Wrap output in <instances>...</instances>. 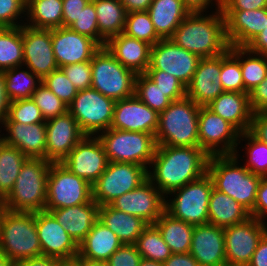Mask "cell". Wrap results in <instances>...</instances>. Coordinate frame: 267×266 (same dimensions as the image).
<instances>
[{"label": "cell", "instance_id": "obj_11", "mask_svg": "<svg viewBox=\"0 0 267 266\" xmlns=\"http://www.w3.org/2000/svg\"><path fill=\"white\" fill-rule=\"evenodd\" d=\"M92 200V185L62 163H52L47 178L45 211L86 204Z\"/></svg>", "mask_w": 267, "mask_h": 266}, {"label": "cell", "instance_id": "obj_65", "mask_svg": "<svg viewBox=\"0 0 267 266\" xmlns=\"http://www.w3.org/2000/svg\"><path fill=\"white\" fill-rule=\"evenodd\" d=\"M127 13L134 11H148L153 0H120Z\"/></svg>", "mask_w": 267, "mask_h": 266}, {"label": "cell", "instance_id": "obj_8", "mask_svg": "<svg viewBox=\"0 0 267 266\" xmlns=\"http://www.w3.org/2000/svg\"><path fill=\"white\" fill-rule=\"evenodd\" d=\"M97 137L109 162L133 163L149 169L157 147L155 135L109 128Z\"/></svg>", "mask_w": 267, "mask_h": 266}, {"label": "cell", "instance_id": "obj_56", "mask_svg": "<svg viewBox=\"0 0 267 266\" xmlns=\"http://www.w3.org/2000/svg\"><path fill=\"white\" fill-rule=\"evenodd\" d=\"M249 105L253 113L267 112V75L262 83L249 92Z\"/></svg>", "mask_w": 267, "mask_h": 266}, {"label": "cell", "instance_id": "obj_57", "mask_svg": "<svg viewBox=\"0 0 267 266\" xmlns=\"http://www.w3.org/2000/svg\"><path fill=\"white\" fill-rule=\"evenodd\" d=\"M249 132L260 142L267 144V112H257L252 114Z\"/></svg>", "mask_w": 267, "mask_h": 266}, {"label": "cell", "instance_id": "obj_49", "mask_svg": "<svg viewBox=\"0 0 267 266\" xmlns=\"http://www.w3.org/2000/svg\"><path fill=\"white\" fill-rule=\"evenodd\" d=\"M42 84L53 92L66 106L72 103L78 92L61 68L45 76L42 79Z\"/></svg>", "mask_w": 267, "mask_h": 266}, {"label": "cell", "instance_id": "obj_24", "mask_svg": "<svg viewBox=\"0 0 267 266\" xmlns=\"http://www.w3.org/2000/svg\"><path fill=\"white\" fill-rule=\"evenodd\" d=\"M230 46L246 47L267 26V7L258 10H221Z\"/></svg>", "mask_w": 267, "mask_h": 266}, {"label": "cell", "instance_id": "obj_38", "mask_svg": "<svg viewBox=\"0 0 267 266\" xmlns=\"http://www.w3.org/2000/svg\"><path fill=\"white\" fill-rule=\"evenodd\" d=\"M3 72L5 92L10 102L31 98L34 91L42 83V80L24 65Z\"/></svg>", "mask_w": 267, "mask_h": 266}, {"label": "cell", "instance_id": "obj_52", "mask_svg": "<svg viewBox=\"0 0 267 266\" xmlns=\"http://www.w3.org/2000/svg\"><path fill=\"white\" fill-rule=\"evenodd\" d=\"M61 69L77 91L91 88V61L66 65Z\"/></svg>", "mask_w": 267, "mask_h": 266}, {"label": "cell", "instance_id": "obj_14", "mask_svg": "<svg viewBox=\"0 0 267 266\" xmlns=\"http://www.w3.org/2000/svg\"><path fill=\"white\" fill-rule=\"evenodd\" d=\"M200 57L176 45L171 39H161L150 49L147 70H161L175 76L187 87L197 69Z\"/></svg>", "mask_w": 267, "mask_h": 266}, {"label": "cell", "instance_id": "obj_21", "mask_svg": "<svg viewBox=\"0 0 267 266\" xmlns=\"http://www.w3.org/2000/svg\"><path fill=\"white\" fill-rule=\"evenodd\" d=\"M159 125V113L152 110L137 96L115 102L110 128L155 135Z\"/></svg>", "mask_w": 267, "mask_h": 266}, {"label": "cell", "instance_id": "obj_31", "mask_svg": "<svg viewBox=\"0 0 267 266\" xmlns=\"http://www.w3.org/2000/svg\"><path fill=\"white\" fill-rule=\"evenodd\" d=\"M148 13L157 35L170 39L180 23L191 13L183 0H153Z\"/></svg>", "mask_w": 267, "mask_h": 266}, {"label": "cell", "instance_id": "obj_6", "mask_svg": "<svg viewBox=\"0 0 267 266\" xmlns=\"http://www.w3.org/2000/svg\"><path fill=\"white\" fill-rule=\"evenodd\" d=\"M0 253L13 264L42 256L35 213L4 211L0 217Z\"/></svg>", "mask_w": 267, "mask_h": 266}, {"label": "cell", "instance_id": "obj_51", "mask_svg": "<svg viewBox=\"0 0 267 266\" xmlns=\"http://www.w3.org/2000/svg\"><path fill=\"white\" fill-rule=\"evenodd\" d=\"M25 20L26 0H0V27H19Z\"/></svg>", "mask_w": 267, "mask_h": 266}, {"label": "cell", "instance_id": "obj_44", "mask_svg": "<svg viewBox=\"0 0 267 266\" xmlns=\"http://www.w3.org/2000/svg\"><path fill=\"white\" fill-rule=\"evenodd\" d=\"M135 96L158 113L164 111L172 103V100L165 96L164 92L144 73L136 76Z\"/></svg>", "mask_w": 267, "mask_h": 266}, {"label": "cell", "instance_id": "obj_35", "mask_svg": "<svg viewBox=\"0 0 267 266\" xmlns=\"http://www.w3.org/2000/svg\"><path fill=\"white\" fill-rule=\"evenodd\" d=\"M97 14L99 35L107 42L123 33L127 11L120 0H91Z\"/></svg>", "mask_w": 267, "mask_h": 266}, {"label": "cell", "instance_id": "obj_10", "mask_svg": "<svg viewBox=\"0 0 267 266\" xmlns=\"http://www.w3.org/2000/svg\"><path fill=\"white\" fill-rule=\"evenodd\" d=\"M115 102L93 88L79 90L68 112L85 135L97 136L110 128Z\"/></svg>", "mask_w": 267, "mask_h": 266}, {"label": "cell", "instance_id": "obj_26", "mask_svg": "<svg viewBox=\"0 0 267 266\" xmlns=\"http://www.w3.org/2000/svg\"><path fill=\"white\" fill-rule=\"evenodd\" d=\"M5 131V133L2 131ZM3 132V133H1ZM2 140L18 148L27 158L45 159L46 154V123L20 124L4 121L0 127Z\"/></svg>", "mask_w": 267, "mask_h": 266}, {"label": "cell", "instance_id": "obj_28", "mask_svg": "<svg viewBox=\"0 0 267 266\" xmlns=\"http://www.w3.org/2000/svg\"><path fill=\"white\" fill-rule=\"evenodd\" d=\"M99 205L92 199L86 204L48 211L79 244L98 220Z\"/></svg>", "mask_w": 267, "mask_h": 266}, {"label": "cell", "instance_id": "obj_18", "mask_svg": "<svg viewBox=\"0 0 267 266\" xmlns=\"http://www.w3.org/2000/svg\"><path fill=\"white\" fill-rule=\"evenodd\" d=\"M23 65L41 80L58 69L55 60L51 29H37L22 25Z\"/></svg>", "mask_w": 267, "mask_h": 266}, {"label": "cell", "instance_id": "obj_41", "mask_svg": "<svg viewBox=\"0 0 267 266\" xmlns=\"http://www.w3.org/2000/svg\"><path fill=\"white\" fill-rule=\"evenodd\" d=\"M135 246L146 260L164 263L173 253L154 224H149L138 236Z\"/></svg>", "mask_w": 267, "mask_h": 266}, {"label": "cell", "instance_id": "obj_25", "mask_svg": "<svg viewBox=\"0 0 267 266\" xmlns=\"http://www.w3.org/2000/svg\"><path fill=\"white\" fill-rule=\"evenodd\" d=\"M224 228L213 224L194 226L189 253L200 266H222L225 259Z\"/></svg>", "mask_w": 267, "mask_h": 266}, {"label": "cell", "instance_id": "obj_46", "mask_svg": "<svg viewBox=\"0 0 267 266\" xmlns=\"http://www.w3.org/2000/svg\"><path fill=\"white\" fill-rule=\"evenodd\" d=\"M4 121H13L25 125L46 122L41 110L31 98L10 102L7 117Z\"/></svg>", "mask_w": 267, "mask_h": 266}, {"label": "cell", "instance_id": "obj_22", "mask_svg": "<svg viewBox=\"0 0 267 266\" xmlns=\"http://www.w3.org/2000/svg\"><path fill=\"white\" fill-rule=\"evenodd\" d=\"M52 47L59 68L91 61L100 46L91 38L66 27L51 29Z\"/></svg>", "mask_w": 267, "mask_h": 266}, {"label": "cell", "instance_id": "obj_39", "mask_svg": "<svg viewBox=\"0 0 267 266\" xmlns=\"http://www.w3.org/2000/svg\"><path fill=\"white\" fill-rule=\"evenodd\" d=\"M28 158L15 146L0 142V194L5 198Z\"/></svg>", "mask_w": 267, "mask_h": 266}, {"label": "cell", "instance_id": "obj_7", "mask_svg": "<svg viewBox=\"0 0 267 266\" xmlns=\"http://www.w3.org/2000/svg\"><path fill=\"white\" fill-rule=\"evenodd\" d=\"M91 88L115 101L135 95L137 74L124 67L113 54L101 46L91 60Z\"/></svg>", "mask_w": 267, "mask_h": 266}, {"label": "cell", "instance_id": "obj_34", "mask_svg": "<svg viewBox=\"0 0 267 266\" xmlns=\"http://www.w3.org/2000/svg\"><path fill=\"white\" fill-rule=\"evenodd\" d=\"M154 225L173 254L189 253L194 225L176 219L164 211Z\"/></svg>", "mask_w": 267, "mask_h": 266}, {"label": "cell", "instance_id": "obj_60", "mask_svg": "<svg viewBox=\"0 0 267 266\" xmlns=\"http://www.w3.org/2000/svg\"><path fill=\"white\" fill-rule=\"evenodd\" d=\"M248 266H267V232L259 240Z\"/></svg>", "mask_w": 267, "mask_h": 266}, {"label": "cell", "instance_id": "obj_63", "mask_svg": "<svg viewBox=\"0 0 267 266\" xmlns=\"http://www.w3.org/2000/svg\"><path fill=\"white\" fill-rule=\"evenodd\" d=\"M61 261L58 258L40 256L19 261L14 263L13 266H60Z\"/></svg>", "mask_w": 267, "mask_h": 266}, {"label": "cell", "instance_id": "obj_29", "mask_svg": "<svg viewBox=\"0 0 267 266\" xmlns=\"http://www.w3.org/2000/svg\"><path fill=\"white\" fill-rule=\"evenodd\" d=\"M207 107L240 133L250 130L253 112L249 105V93L224 91Z\"/></svg>", "mask_w": 267, "mask_h": 266}, {"label": "cell", "instance_id": "obj_68", "mask_svg": "<svg viewBox=\"0 0 267 266\" xmlns=\"http://www.w3.org/2000/svg\"><path fill=\"white\" fill-rule=\"evenodd\" d=\"M0 266H13V263L3 253H0Z\"/></svg>", "mask_w": 267, "mask_h": 266}, {"label": "cell", "instance_id": "obj_13", "mask_svg": "<svg viewBox=\"0 0 267 266\" xmlns=\"http://www.w3.org/2000/svg\"><path fill=\"white\" fill-rule=\"evenodd\" d=\"M198 126L199 147L209 156L235 153L241 133L207 106H200Z\"/></svg>", "mask_w": 267, "mask_h": 266}, {"label": "cell", "instance_id": "obj_61", "mask_svg": "<svg viewBox=\"0 0 267 266\" xmlns=\"http://www.w3.org/2000/svg\"><path fill=\"white\" fill-rule=\"evenodd\" d=\"M163 266H200L196 259L190 254H172Z\"/></svg>", "mask_w": 267, "mask_h": 266}, {"label": "cell", "instance_id": "obj_15", "mask_svg": "<svg viewBox=\"0 0 267 266\" xmlns=\"http://www.w3.org/2000/svg\"><path fill=\"white\" fill-rule=\"evenodd\" d=\"M267 225L250 217L243 223L224 228L226 263L248 265Z\"/></svg>", "mask_w": 267, "mask_h": 266}, {"label": "cell", "instance_id": "obj_66", "mask_svg": "<svg viewBox=\"0 0 267 266\" xmlns=\"http://www.w3.org/2000/svg\"><path fill=\"white\" fill-rule=\"evenodd\" d=\"M73 261L78 266H108L107 262L90 261V260L84 259L78 255L73 259Z\"/></svg>", "mask_w": 267, "mask_h": 266}, {"label": "cell", "instance_id": "obj_4", "mask_svg": "<svg viewBox=\"0 0 267 266\" xmlns=\"http://www.w3.org/2000/svg\"><path fill=\"white\" fill-rule=\"evenodd\" d=\"M200 106L188 96L172 101L159 113L155 134L157 146L199 147L198 115Z\"/></svg>", "mask_w": 267, "mask_h": 266}, {"label": "cell", "instance_id": "obj_3", "mask_svg": "<svg viewBox=\"0 0 267 266\" xmlns=\"http://www.w3.org/2000/svg\"><path fill=\"white\" fill-rule=\"evenodd\" d=\"M240 154L209 156L207 173L214 189L229 195L251 213L262 176L242 165Z\"/></svg>", "mask_w": 267, "mask_h": 266}, {"label": "cell", "instance_id": "obj_5", "mask_svg": "<svg viewBox=\"0 0 267 266\" xmlns=\"http://www.w3.org/2000/svg\"><path fill=\"white\" fill-rule=\"evenodd\" d=\"M52 162L28 158L16 178L13 189L5 197V209L13 212L45 210L47 178Z\"/></svg>", "mask_w": 267, "mask_h": 266}, {"label": "cell", "instance_id": "obj_62", "mask_svg": "<svg viewBox=\"0 0 267 266\" xmlns=\"http://www.w3.org/2000/svg\"><path fill=\"white\" fill-rule=\"evenodd\" d=\"M246 48L253 53L267 56V26L246 46Z\"/></svg>", "mask_w": 267, "mask_h": 266}, {"label": "cell", "instance_id": "obj_9", "mask_svg": "<svg viewBox=\"0 0 267 266\" xmlns=\"http://www.w3.org/2000/svg\"><path fill=\"white\" fill-rule=\"evenodd\" d=\"M212 189V180L206 173L169 193L170 197H165V211L172 217L194 226L208 224L209 198Z\"/></svg>", "mask_w": 267, "mask_h": 266}, {"label": "cell", "instance_id": "obj_23", "mask_svg": "<svg viewBox=\"0 0 267 266\" xmlns=\"http://www.w3.org/2000/svg\"><path fill=\"white\" fill-rule=\"evenodd\" d=\"M220 72L221 55L201 58L190 84L186 87V96L199 106H208L224 92Z\"/></svg>", "mask_w": 267, "mask_h": 266}, {"label": "cell", "instance_id": "obj_67", "mask_svg": "<svg viewBox=\"0 0 267 266\" xmlns=\"http://www.w3.org/2000/svg\"><path fill=\"white\" fill-rule=\"evenodd\" d=\"M138 266H163V263L142 258Z\"/></svg>", "mask_w": 267, "mask_h": 266}, {"label": "cell", "instance_id": "obj_58", "mask_svg": "<svg viewBox=\"0 0 267 266\" xmlns=\"http://www.w3.org/2000/svg\"><path fill=\"white\" fill-rule=\"evenodd\" d=\"M267 7V0H222L221 10H258Z\"/></svg>", "mask_w": 267, "mask_h": 266}, {"label": "cell", "instance_id": "obj_1", "mask_svg": "<svg viewBox=\"0 0 267 266\" xmlns=\"http://www.w3.org/2000/svg\"><path fill=\"white\" fill-rule=\"evenodd\" d=\"M208 159L200 147L157 146L148 178L166 197L206 174Z\"/></svg>", "mask_w": 267, "mask_h": 266}, {"label": "cell", "instance_id": "obj_70", "mask_svg": "<svg viewBox=\"0 0 267 266\" xmlns=\"http://www.w3.org/2000/svg\"><path fill=\"white\" fill-rule=\"evenodd\" d=\"M60 266H78L73 260L61 261Z\"/></svg>", "mask_w": 267, "mask_h": 266}, {"label": "cell", "instance_id": "obj_47", "mask_svg": "<svg viewBox=\"0 0 267 266\" xmlns=\"http://www.w3.org/2000/svg\"><path fill=\"white\" fill-rule=\"evenodd\" d=\"M31 99L41 110L45 121L61 116L68 111V106L42 83L34 91Z\"/></svg>", "mask_w": 267, "mask_h": 266}, {"label": "cell", "instance_id": "obj_69", "mask_svg": "<svg viewBox=\"0 0 267 266\" xmlns=\"http://www.w3.org/2000/svg\"><path fill=\"white\" fill-rule=\"evenodd\" d=\"M5 198L0 194V217L5 211Z\"/></svg>", "mask_w": 267, "mask_h": 266}, {"label": "cell", "instance_id": "obj_17", "mask_svg": "<svg viewBox=\"0 0 267 266\" xmlns=\"http://www.w3.org/2000/svg\"><path fill=\"white\" fill-rule=\"evenodd\" d=\"M108 162L99 138L85 135L61 163L73 174L93 185L106 170Z\"/></svg>", "mask_w": 267, "mask_h": 266}, {"label": "cell", "instance_id": "obj_16", "mask_svg": "<svg viewBox=\"0 0 267 266\" xmlns=\"http://www.w3.org/2000/svg\"><path fill=\"white\" fill-rule=\"evenodd\" d=\"M109 205L119 211L154 224L165 211V196L147 178L136 189L115 198Z\"/></svg>", "mask_w": 267, "mask_h": 266}, {"label": "cell", "instance_id": "obj_40", "mask_svg": "<svg viewBox=\"0 0 267 266\" xmlns=\"http://www.w3.org/2000/svg\"><path fill=\"white\" fill-rule=\"evenodd\" d=\"M23 62L22 26L0 27V70L22 66Z\"/></svg>", "mask_w": 267, "mask_h": 266}, {"label": "cell", "instance_id": "obj_50", "mask_svg": "<svg viewBox=\"0 0 267 266\" xmlns=\"http://www.w3.org/2000/svg\"><path fill=\"white\" fill-rule=\"evenodd\" d=\"M144 74L172 101L186 96V87L175 76L161 70H146Z\"/></svg>", "mask_w": 267, "mask_h": 266}, {"label": "cell", "instance_id": "obj_53", "mask_svg": "<svg viewBox=\"0 0 267 266\" xmlns=\"http://www.w3.org/2000/svg\"><path fill=\"white\" fill-rule=\"evenodd\" d=\"M142 257L135 244H123L107 261L108 266H138Z\"/></svg>", "mask_w": 267, "mask_h": 266}, {"label": "cell", "instance_id": "obj_59", "mask_svg": "<svg viewBox=\"0 0 267 266\" xmlns=\"http://www.w3.org/2000/svg\"><path fill=\"white\" fill-rule=\"evenodd\" d=\"M190 12H209L208 9L220 10L222 0H183ZM216 6V7H215Z\"/></svg>", "mask_w": 267, "mask_h": 266}, {"label": "cell", "instance_id": "obj_36", "mask_svg": "<svg viewBox=\"0 0 267 266\" xmlns=\"http://www.w3.org/2000/svg\"><path fill=\"white\" fill-rule=\"evenodd\" d=\"M62 0H27L25 25L37 29L62 27Z\"/></svg>", "mask_w": 267, "mask_h": 266}, {"label": "cell", "instance_id": "obj_20", "mask_svg": "<svg viewBox=\"0 0 267 266\" xmlns=\"http://www.w3.org/2000/svg\"><path fill=\"white\" fill-rule=\"evenodd\" d=\"M45 160L61 163L85 136L74 117L67 111L46 122Z\"/></svg>", "mask_w": 267, "mask_h": 266}, {"label": "cell", "instance_id": "obj_33", "mask_svg": "<svg viewBox=\"0 0 267 266\" xmlns=\"http://www.w3.org/2000/svg\"><path fill=\"white\" fill-rule=\"evenodd\" d=\"M209 224L226 228L248 220L250 212L229 195L212 189L209 198Z\"/></svg>", "mask_w": 267, "mask_h": 266}, {"label": "cell", "instance_id": "obj_45", "mask_svg": "<svg viewBox=\"0 0 267 266\" xmlns=\"http://www.w3.org/2000/svg\"><path fill=\"white\" fill-rule=\"evenodd\" d=\"M220 80L224 91L244 93L240 61L230 52L221 54Z\"/></svg>", "mask_w": 267, "mask_h": 266}, {"label": "cell", "instance_id": "obj_27", "mask_svg": "<svg viewBox=\"0 0 267 266\" xmlns=\"http://www.w3.org/2000/svg\"><path fill=\"white\" fill-rule=\"evenodd\" d=\"M106 48L124 67L136 74H143L150 64L151 45L120 33L106 42Z\"/></svg>", "mask_w": 267, "mask_h": 266}, {"label": "cell", "instance_id": "obj_71", "mask_svg": "<svg viewBox=\"0 0 267 266\" xmlns=\"http://www.w3.org/2000/svg\"><path fill=\"white\" fill-rule=\"evenodd\" d=\"M222 266H248V265H236V264H229V263H225Z\"/></svg>", "mask_w": 267, "mask_h": 266}, {"label": "cell", "instance_id": "obj_42", "mask_svg": "<svg viewBox=\"0 0 267 266\" xmlns=\"http://www.w3.org/2000/svg\"><path fill=\"white\" fill-rule=\"evenodd\" d=\"M245 142V146L240 144ZM241 145V147H239ZM243 147L246 159L240 156L243 164L250 172L262 177H267V144L260 142L249 131L241 133L238 141V147L235 153H239V149ZM245 147V148H244Z\"/></svg>", "mask_w": 267, "mask_h": 266}, {"label": "cell", "instance_id": "obj_37", "mask_svg": "<svg viewBox=\"0 0 267 266\" xmlns=\"http://www.w3.org/2000/svg\"><path fill=\"white\" fill-rule=\"evenodd\" d=\"M230 52L240 61L244 93H249L266 78L267 56L253 53L246 47L230 46Z\"/></svg>", "mask_w": 267, "mask_h": 266}, {"label": "cell", "instance_id": "obj_12", "mask_svg": "<svg viewBox=\"0 0 267 266\" xmlns=\"http://www.w3.org/2000/svg\"><path fill=\"white\" fill-rule=\"evenodd\" d=\"M148 178V169L133 163L108 162L106 170L92 185V199L106 205L115 198L136 189Z\"/></svg>", "mask_w": 267, "mask_h": 266}, {"label": "cell", "instance_id": "obj_32", "mask_svg": "<svg viewBox=\"0 0 267 266\" xmlns=\"http://www.w3.org/2000/svg\"><path fill=\"white\" fill-rule=\"evenodd\" d=\"M98 220L114 232L123 244H135L149 225L142 218L119 211L109 204L99 206Z\"/></svg>", "mask_w": 267, "mask_h": 266}, {"label": "cell", "instance_id": "obj_43", "mask_svg": "<svg viewBox=\"0 0 267 266\" xmlns=\"http://www.w3.org/2000/svg\"><path fill=\"white\" fill-rule=\"evenodd\" d=\"M123 33L129 37L155 45L161 38L157 35L148 11L127 13Z\"/></svg>", "mask_w": 267, "mask_h": 266}, {"label": "cell", "instance_id": "obj_19", "mask_svg": "<svg viewBox=\"0 0 267 266\" xmlns=\"http://www.w3.org/2000/svg\"><path fill=\"white\" fill-rule=\"evenodd\" d=\"M35 224L42 256L65 261L78 255V244L48 211L35 212Z\"/></svg>", "mask_w": 267, "mask_h": 266}, {"label": "cell", "instance_id": "obj_54", "mask_svg": "<svg viewBox=\"0 0 267 266\" xmlns=\"http://www.w3.org/2000/svg\"><path fill=\"white\" fill-rule=\"evenodd\" d=\"M250 215L267 225V177L261 178L258 186L256 202Z\"/></svg>", "mask_w": 267, "mask_h": 266}, {"label": "cell", "instance_id": "obj_64", "mask_svg": "<svg viewBox=\"0 0 267 266\" xmlns=\"http://www.w3.org/2000/svg\"><path fill=\"white\" fill-rule=\"evenodd\" d=\"M9 99L5 92V76L4 72L0 70V127L3 125L4 120L7 117Z\"/></svg>", "mask_w": 267, "mask_h": 266}, {"label": "cell", "instance_id": "obj_48", "mask_svg": "<svg viewBox=\"0 0 267 266\" xmlns=\"http://www.w3.org/2000/svg\"><path fill=\"white\" fill-rule=\"evenodd\" d=\"M69 28L93 39L100 47L106 45V41L99 35L97 14L92 1L81 10L76 21Z\"/></svg>", "mask_w": 267, "mask_h": 266}, {"label": "cell", "instance_id": "obj_55", "mask_svg": "<svg viewBox=\"0 0 267 266\" xmlns=\"http://www.w3.org/2000/svg\"><path fill=\"white\" fill-rule=\"evenodd\" d=\"M91 0H62V27L69 28Z\"/></svg>", "mask_w": 267, "mask_h": 266}, {"label": "cell", "instance_id": "obj_30", "mask_svg": "<svg viewBox=\"0 0 267 266\" xmlns=\"http://www.w3.org/2000/svg\"><path fill=\"white\" fill-rule=\"evenodd\" d=\"M122 245L116 234L97 220L87 236L78 244V256L90 261L107 262Z\"/></svg>", "mask_w": 267, "mask_h": 266}, {"label": "cell", "instance_id": "obj_2", "mask_svg": "<svg viewBox=\"0 0 267 266\" xmlns=\"http://www.w3.org/2000/svg\"><path fill=\"white\" fill-rule=\"evenodd\" d=\"M207 13L191 12L170 38L176 45L200 58L219 56L230 48L221 9Z\"/></svg>", "mask_w": 267, "mask_h": 266}]
</instances>
